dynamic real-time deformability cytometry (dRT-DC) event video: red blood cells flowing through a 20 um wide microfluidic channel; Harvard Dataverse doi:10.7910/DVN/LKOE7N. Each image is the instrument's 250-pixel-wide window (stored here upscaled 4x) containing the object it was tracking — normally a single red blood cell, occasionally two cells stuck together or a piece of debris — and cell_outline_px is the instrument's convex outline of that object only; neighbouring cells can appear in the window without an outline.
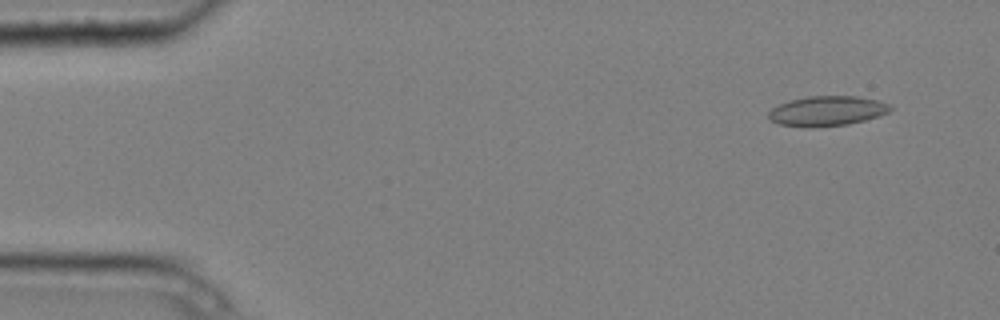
{"species": "common noctule bat (a hibernating species)", "species_latin": "Nyctalus noctula", "temperature_condition": "cold", "stored_images_in_passage": 5, "camera_frame_rate_fps": 3000, "um_per_image_px": 0.085, "animal": {"sex": "male", "body_mass_g": 20.4}, "frame": {"image": 1, "passage_image": 2, "time_ms": 0.333, "image_size_px": [1000, 320], "cell_outline_px": [[892, 108], [888, 112], [880, 116], [848, 124], [812, 128], [780, 124], [772, 120], [768, 116], [768, 112], [772, 108], [788, 100], [808, 96], [856, 96], [876, 100], [888, 104]], "centroid_in_image_um": [70.29, 9.43], "position_along_channel_um": 14.7, "area_um2": 21.15}}
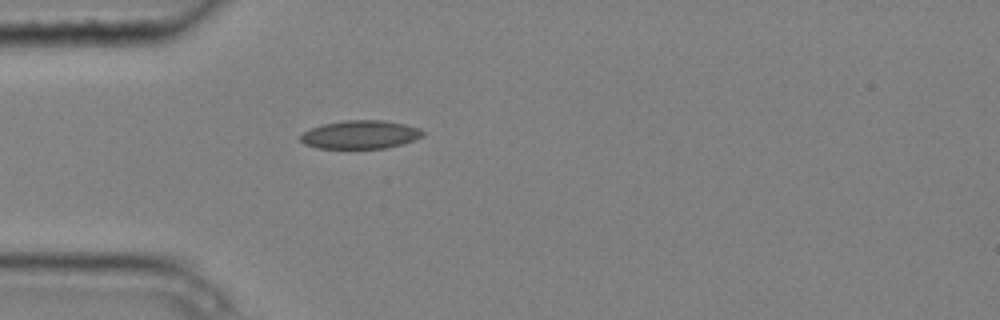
{"frame": {"image": 2, "passage_image": 5, "time_ms": 1.333, "image_size_px": [1000, 320], "cell_outline_px": [[424, 136], [416, 140], [384, 148], [316, 148], [304, 144], [300, 140], [300, 136], [304, 132], [312, 128], [324, 124], [344, 120], [384, 120], [404, 124], [420, 128], [424, 132]], "centroid_in_image_um": [30.65, 11.44], "position_along_channel_um": 54.4, "area_um2": 20.17}}